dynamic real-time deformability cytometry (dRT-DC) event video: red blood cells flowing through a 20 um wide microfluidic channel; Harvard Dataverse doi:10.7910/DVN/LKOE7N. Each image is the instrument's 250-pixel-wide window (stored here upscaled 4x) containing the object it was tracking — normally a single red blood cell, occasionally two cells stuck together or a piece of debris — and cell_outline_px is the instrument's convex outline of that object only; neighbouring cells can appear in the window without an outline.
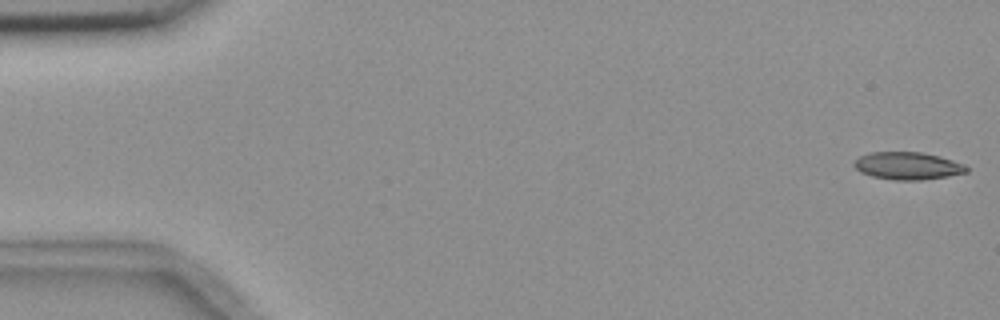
{"species": "common noctule bat (a hibernating species)", "species_latin": "Nyctalus noctula", "temperature_condition": "room temperature", "stored_images_in_passage": 8, "camera_frame_rate_fps": 3000, "um_per_image_px": 0.085, "animal": {"sex": "female", "body_mass_g": 18.4}, "frame": {"image": 1, "passage_image": 1, "time_ms": 0.0, "image_size_px": [1000, 320], "cell_outline_px": [[968, 172], [948, 176], [920, 180], [892, 180], [872, 176], [860, 172], [852, 164], [860, 156], [872, 152], [920, 152], [940, 156], [964, 164], [968, 168]], "centroid_in_image_um": [77.15, 14.1], "position_along_channel_um": 7.8, "area_um2": 17.98}}
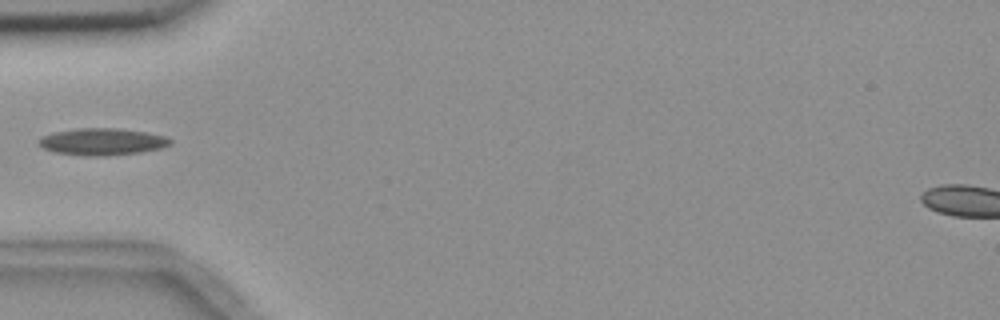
{"frame": {"image": 2, "passage_image": 6, "time_ms": 5.667, "image_size_px": [1000, 320], "cell_outline_px": [[172, 144], [160, 148], [140, 152], [100, 156], [84, 156], [52, 152], [44, 148], [36, 140], [40, 136], [56, 132], [76, 128], [116, 128], [144, 132], [164, 136], [172, 140]], "centroid_in_image_um": [8.64, 12.05], "position_along_channel_um": 76.4, "area_um2": 20.58}}
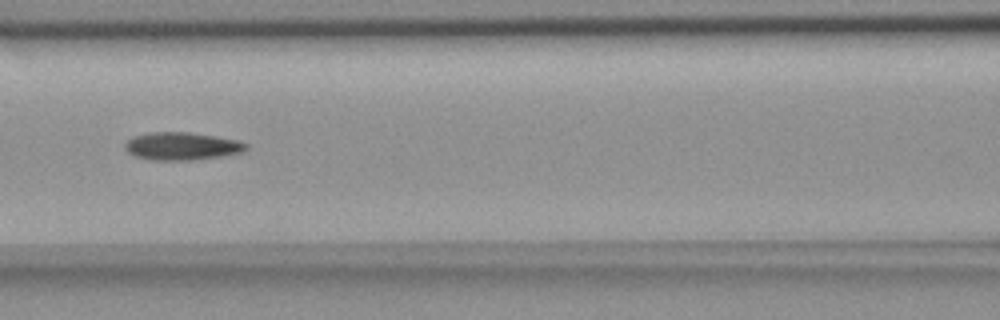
{"frame": {"image": 3, "passage_image": 8, "time_ms": 7.667, "image_size_px": [1000, 320], "cell_outline_px": [[248, 148], [240, 152], [220, 156], [192, 160], [148, 160], [136, 156], [128, 152], [124, 148], [124, 144], [132, 136], [152, 132], [188, 132], [216, 136], [240, 140], [248, 144]], "centroid_in_image_um": [15.44, 12.42], "position_along_channel_um": 151.2, "area_um2": 19.65}}